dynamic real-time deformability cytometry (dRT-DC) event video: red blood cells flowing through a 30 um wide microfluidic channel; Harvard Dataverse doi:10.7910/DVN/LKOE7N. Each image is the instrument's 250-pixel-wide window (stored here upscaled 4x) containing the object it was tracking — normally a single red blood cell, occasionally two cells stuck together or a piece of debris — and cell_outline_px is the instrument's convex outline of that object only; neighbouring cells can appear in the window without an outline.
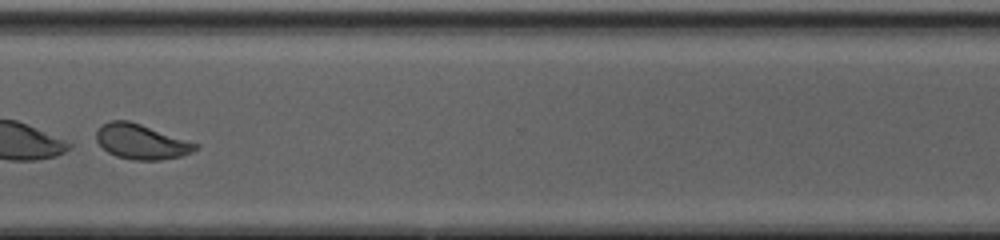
{"species": "common noctule bat (a hibernating species)", "species_latin": "Nyctalus noctula", "temperature_condition": "cold", "stored_images_in_passage": 46, "segment_of_instrument_passage": [2, 2], "camera_frame_rate_fps": 3000, "um_per_image_px": 0.085, "animal": {"sex": "female", "body_mass_g": 20.0, "forearm_length_mm": 54.0}, "frame": {"image": 1, "passage_image": 36, "time_ms": 11.667, "image_size_px": [1000, 240], "cell_outline_px": [[200, 148], [192, 152], [180, 156], [160, 160], [132, 160], [116, 156], [108, 152], [96, 140], [96, 132], [104, 124], [112, 120], [128, 120], [200, 144]], "centroid_in_image_um": [12.04, 12.05], "position_along_channel_um": 358.6, "area_um2": 20.06}}